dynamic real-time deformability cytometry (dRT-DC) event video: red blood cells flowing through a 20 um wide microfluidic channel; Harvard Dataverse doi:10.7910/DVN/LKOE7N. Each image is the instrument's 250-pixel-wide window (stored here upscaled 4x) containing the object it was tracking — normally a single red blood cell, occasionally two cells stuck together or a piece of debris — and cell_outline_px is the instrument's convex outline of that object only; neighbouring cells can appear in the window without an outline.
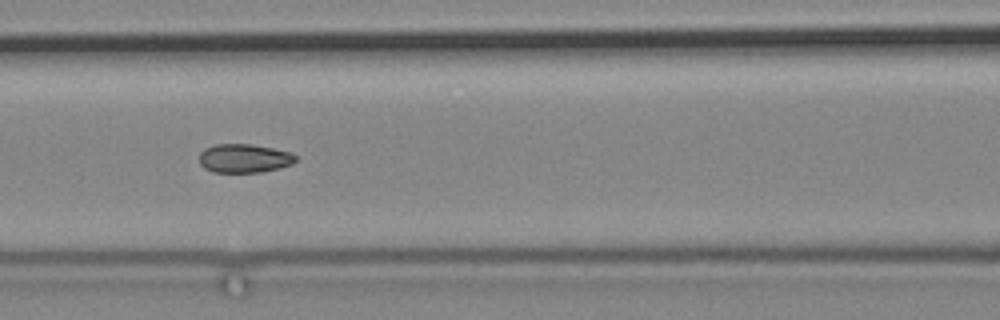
{"species": "common noctule bat (a hibernating species)", "species_latin": "Nyctalus noctula", "temperature_condition": "cold", "stored_images_in_passage": 6, "camera_frame_rate_fps": 3000, "um_per_image_px": 0.085, "animal": {"sex": "male", "body_mass_g": 19.2, "forearm_length_mm": 51.8}, "frame": {"image": 1, "passage_image": 4, "time_ms": 3.333, "image_size_px": [1000, 320], "cell_outline_px": [[296, 160], [292, 164], [280, 168], [260, 172], [212, 172], [204, 168], [200, 164], [200, 152], [204, 148], [216, 144], [252, 144], [292, 152], [296, 156]], "centroid_in_image_um": [20.76, 13.45], "position_along_channel_um": 145.8, "area_um2": 16.24}}
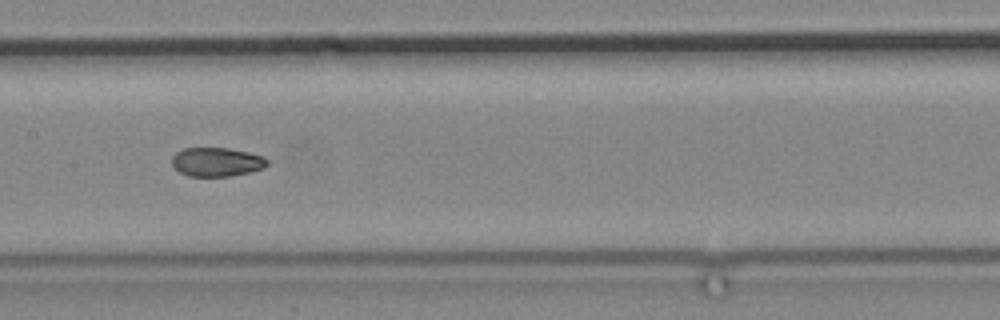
{"frame": {"image": 2, "passage_image": 5, "time_ms": 4.667, "image_size_px": [1000, 320], "cell_outline_px": [[268, 164], [264, 168], [248, 172], [228, 176], [188, 176], [180, 172], [172, 164], [172, 156], [176, 152], [184, 148], [228, 148], [248, 152], [264, 156], [268, 160]], "centroid_in_image_um": [18.42, 13.76], "position_along_channel_um": 189.0, "area_um2": 16.01}}
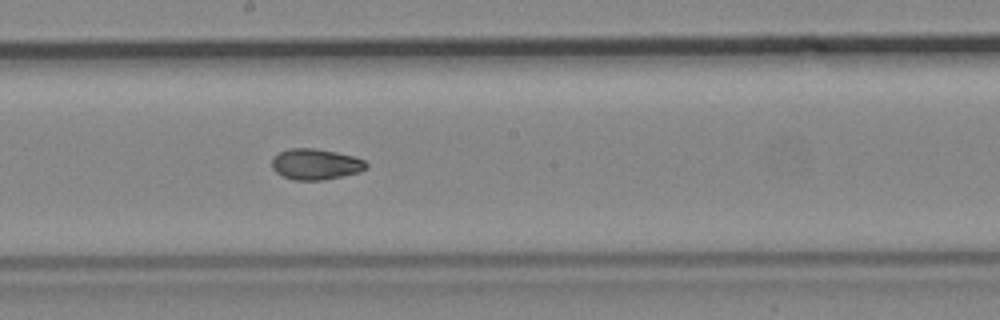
{"frame": {"image": 3, "passage_image": 6, "time_ms": 5.667, "image_size_px": [1000, 320], "cell_outline_px": [[368, 168], [360, 172], [324, 180], [296, 180], [284, 176], [276, 172], [272, 168], [272, 156], [288, 148], [316, 148], [336, 152], [352, 156], [364, 160], [368, 164]], "centroid_in_image_um": [26.83, 13.95], "position_along_channel_um": 221.4, "area_um2": 17.05}}